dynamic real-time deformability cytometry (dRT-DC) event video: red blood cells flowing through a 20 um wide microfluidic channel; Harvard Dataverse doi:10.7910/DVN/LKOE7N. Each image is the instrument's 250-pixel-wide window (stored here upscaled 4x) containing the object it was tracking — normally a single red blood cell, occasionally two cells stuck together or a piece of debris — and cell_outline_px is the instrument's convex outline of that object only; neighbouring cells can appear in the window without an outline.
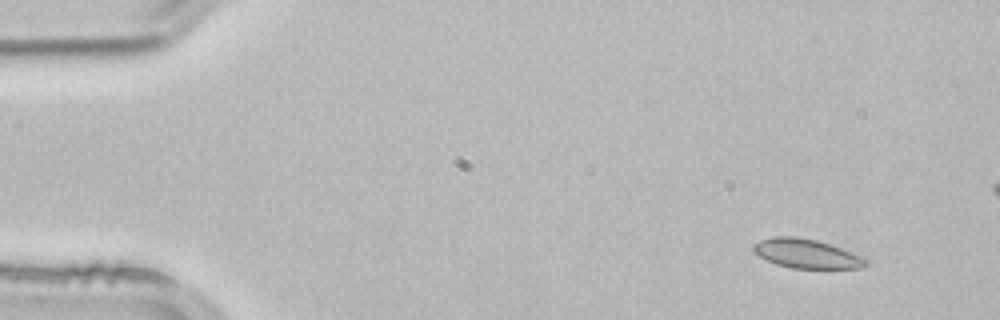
{"species": "common noctule bat (a hibernating species)", "species_latin": "Nyctalus noctula", "temperature_condition": "room temperature", "stored_images_in_passage": 3, "camera_frame_rate_fps": 3000, "um_per_image_px": 0.085, "animal": {"sex": "male", "body_mass_g": 21.5, "forearm_length_mm": 52.0}, "frame": {"image": 1, "passage_image": 1, "time_ms": 0.0, "image_size_px": [1000, 320], "cell_outline_px": [[868, 264], [860, 268], [792, 268], [776, 264], [752, 252], [752, 244], [760, 240], [772, 236], [796, 236], [816, 240], [864, 256], [868, 260]], "centroid_in_image_um": [68.53, 21.55], "position_along_channel_um": 16.5, "area_um2": 19.13}}